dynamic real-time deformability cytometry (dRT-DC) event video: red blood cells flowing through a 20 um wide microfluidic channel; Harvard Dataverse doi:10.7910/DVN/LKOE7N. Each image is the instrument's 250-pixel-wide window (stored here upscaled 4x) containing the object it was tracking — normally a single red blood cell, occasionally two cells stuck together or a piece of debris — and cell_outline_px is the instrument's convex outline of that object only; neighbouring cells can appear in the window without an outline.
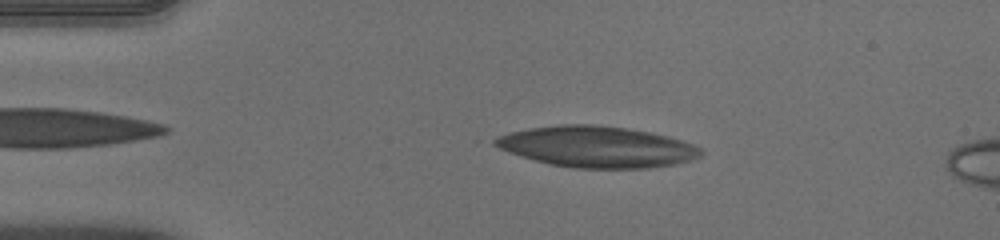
{"species": "human", "species_latin": "Homo sapiens", "temperature_condition": "warm", "stored_images_in_passage": 51, "camera_frame_rate_fps": 3000, "um_per_image_px": 0.085, "donor": {"sex": "male"}, "frame": {"image": 1, "passage_image": 7, "time_ms": 2.0, "image_size_px": [1000, 240], "cell_outline_px": [[704, 152], [700, 156], [692, 160], [676, 164], [648, 168], [576, 168], [552, 164], [536, 160], [508, 152], [492, 144], [488, 140], [496, 136], [508, 132], [532, 128], [564, 124], [592, 124], [624, 128], [648, 132], [668, 136], [692, 144], [700, 148]], "centroid_in_image_um": [50.71, 12.48], "position_along_channel_um": 34.3, "area_um2": 49.13}}
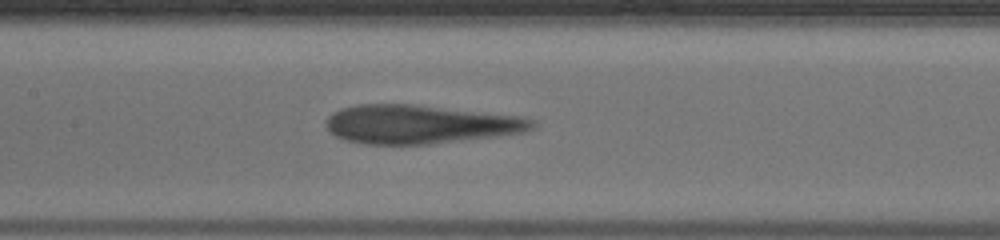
{"frame": {"image": 2, "passage_image": 22, "time_ms": 7.0, "image_size_px": [1000, 240], "cell_outline_px": [[536, 128], [524, 132], [496, 136], [428, 144], [368, 144], [344, 140], [336, 136], [324, 124], [328, 116], [332, 112], [340, 108], [356, 104], [412, 104], [520, 116], [536, 120]], "centroid_in_image_um": [35.69, 10.56], "position_along_channel_um": 171.7, "area_um2": 46.53}}
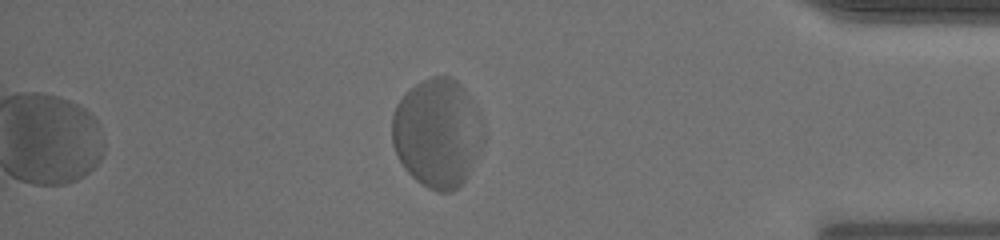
{"frame": {"image": 3, "passage_image": 43, "time_ms": 14.0, "image_size_px": [1000, 240], "cell_outline_px": [[488, 136], [468, 176], [452, 192], [436, 192], [428, 188], [416, 180], [404, 168], [392, 144], [392, 116], [396, 104], [404, 92], [408, 88], [432, 76], [452, 76], [472, 96], [480, 112]], "centroid_in_image_um": [37.23, 11.28], "position_along_channel_um": 398.0, "area_um2": 59.3}}